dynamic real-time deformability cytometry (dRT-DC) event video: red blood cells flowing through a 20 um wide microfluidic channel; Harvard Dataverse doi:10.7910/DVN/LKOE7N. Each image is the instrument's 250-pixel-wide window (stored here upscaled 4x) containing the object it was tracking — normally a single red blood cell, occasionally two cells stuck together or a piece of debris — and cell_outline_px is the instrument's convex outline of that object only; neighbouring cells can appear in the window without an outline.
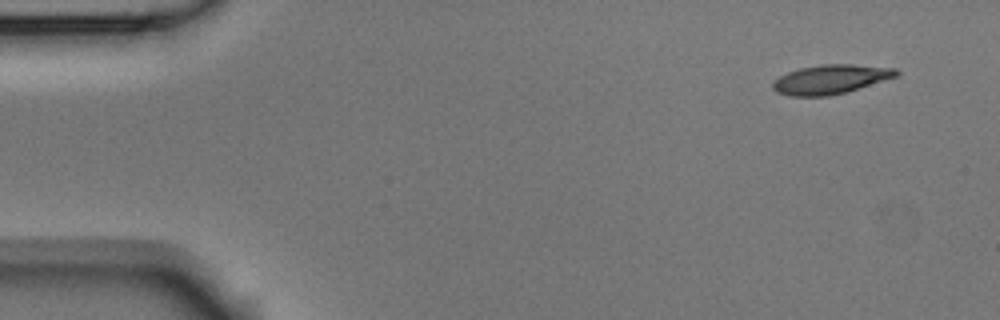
{"species": "Egyptian fruit bat (a non-hibernating species)", "species_latin": "Rousettus aegyptiacus", "temperature_condition": "room temperature", "stored_images_in_passage": 4, "camera_frame_rate_fps": 3000, "um_per_image_px": 0.085, "animal": {"sex": "male"}, "frame": {"image": 1, "passage_image": 1, "time_ms": 0.0, "image_size_px": [1000, 320], "cell_outline_px": [[900, 76], [844, 92], [828, 96], [792, 96], [776, 92], [772, 88], [772, 80], [788, 72], [800, 68], [820, 64], [852, 64], [896, 68], [900, 72]], "centroid_in_image_um": [70.61, 6.73], "position_along_channel_um": 14.4, "area_um2": 21.1}}
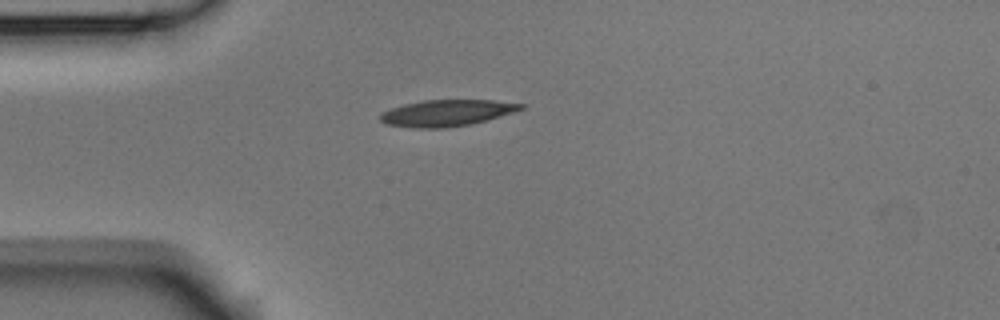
{"frame": {"image": 2, "passage_image": 4, "time_ms": 1.0, "image_size_px": [1000, 320], "cell_outline_px": [[524, 108], [512, 112], [472, 124], [444, 128], [416, 128], [384, 124], [380, 120], [380, 112], [404, 104], [424, 100], [492, 100], [524, 104]], "centroid_in_image_um": [37.92, 9.6], "position_along_channel_um": 47.1, "area_um2": 21.5}}